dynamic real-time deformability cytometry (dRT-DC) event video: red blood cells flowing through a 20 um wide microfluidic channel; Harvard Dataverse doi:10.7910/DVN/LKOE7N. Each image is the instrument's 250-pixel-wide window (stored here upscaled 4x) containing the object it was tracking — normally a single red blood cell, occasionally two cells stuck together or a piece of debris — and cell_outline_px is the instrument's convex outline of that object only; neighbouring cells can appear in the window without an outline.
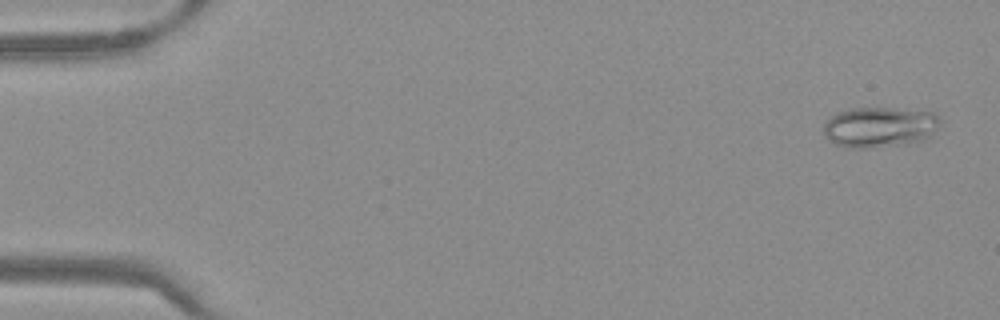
{"species": "Egyptian fruit bat (a non-hibernating species)", "species_latin": "Rousettus aegyptiacus", "temperature_condition": "warm", "stored_images_in_passage": 51, "camera_frame_rate_fps": 3000, "um_per_image_px": 0.085, "frame": {"image": 1, "passage_image": 2, "time_ms": 0.333, "image_size_px": [1000, 320], "cell_outline_px": [[940, 124], [924, 140], [908, 144], [868, 148], [848, 148], [836, 144], [828, 140], [824, 136], [824, 124], [836, 112], [848, 108], [888, 108], [932, 112], [940, 120]], "centroid_in_image_um": [74.72, 10.81], "position_along_channel_um": 10.3, "area_um2": 27.46}}
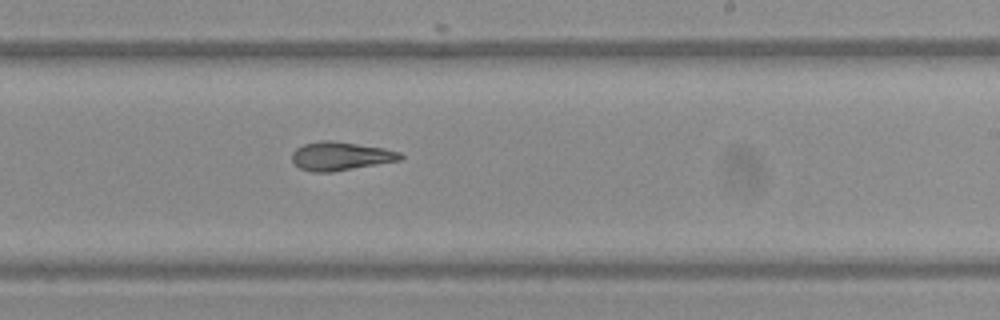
{"frame": {"image": 2, "passage_image": 31, "time_ms": 10.0, "image_size_px": [1000, 320], "cell_outline_px": [[404, 156], [400, 160], [332, 172], [312, 172], [300, 168], [292, 160], [292, 152], [296, 148], [304, 144], [320, 140], [332, 140], [384, 148], [400, 152]], "centroid_in_image_um": [28.93, 13.26], "position_along_channel_um": 260.1, "area_um2": 17.98}}
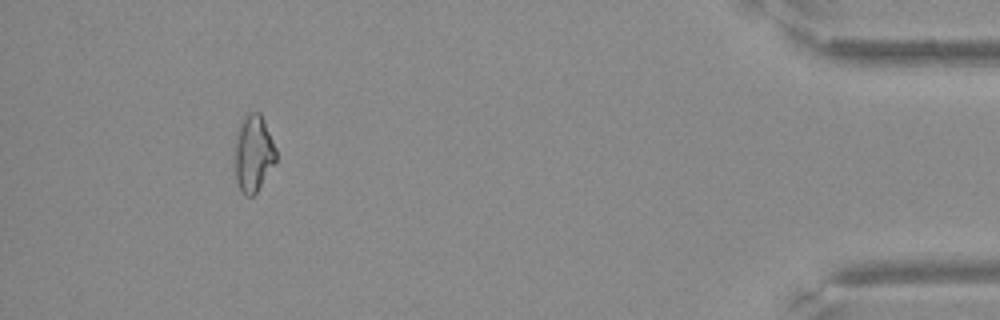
{"frame": {"image": 3, "passage_image": 47, "time_ms": 15.333, "image_size_px": [1000, 320], "cell_outline_px": [[276, 160], [256, 192], [252, 196], [244, 196], [240, 192], [236, 180], [232, 156], [232, 148], [236, 132], [240, 120], [248, 112], [260, 112], [264, 120], [276, 148]], "centroid_in_image_um": [21.46, 13.01], "position_along_channel_um": 413.7, "area_um2": 19.13}}